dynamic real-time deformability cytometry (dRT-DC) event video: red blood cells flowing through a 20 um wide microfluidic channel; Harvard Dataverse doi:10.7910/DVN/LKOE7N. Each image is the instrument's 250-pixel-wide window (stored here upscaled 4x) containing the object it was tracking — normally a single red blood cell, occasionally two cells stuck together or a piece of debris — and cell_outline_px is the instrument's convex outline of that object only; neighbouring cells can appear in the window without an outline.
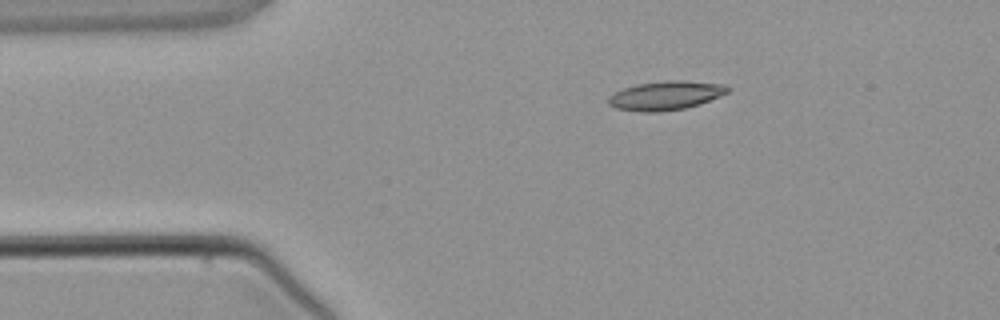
{"species": "common noctule bat (a hibernating species)", "species_latin": "Nyctalus noctula", "temperature_condition": "warm", "stored_images_in_passage": 4, "segment_of_instrument_passage": [1, 2], "camera_frame_rate_fps": 3000, "um_per_image_px": 0.085, "animal": {"sex": "male", "body_mass_g": 21.5, "forearm_length_mm": 52.0}, "frame": {"image": 1, "passage_image": 2, "time_ms": 1.333, "image_size_px": [1000, 320], "cell_outline_px": [[728, 92], [720, 96], [700, 104], [684, 108], [660, 112], [640, 112], [616, 108], [608, 104], [608, 96], [624, 88], [636, 84], [672, 80], [680, 80], [724, 84], [728, 88]], "centroid_in_image_um": [56.56, 8.12], "position_along_channel_um": 28.4, "area_um2": 20.0}}